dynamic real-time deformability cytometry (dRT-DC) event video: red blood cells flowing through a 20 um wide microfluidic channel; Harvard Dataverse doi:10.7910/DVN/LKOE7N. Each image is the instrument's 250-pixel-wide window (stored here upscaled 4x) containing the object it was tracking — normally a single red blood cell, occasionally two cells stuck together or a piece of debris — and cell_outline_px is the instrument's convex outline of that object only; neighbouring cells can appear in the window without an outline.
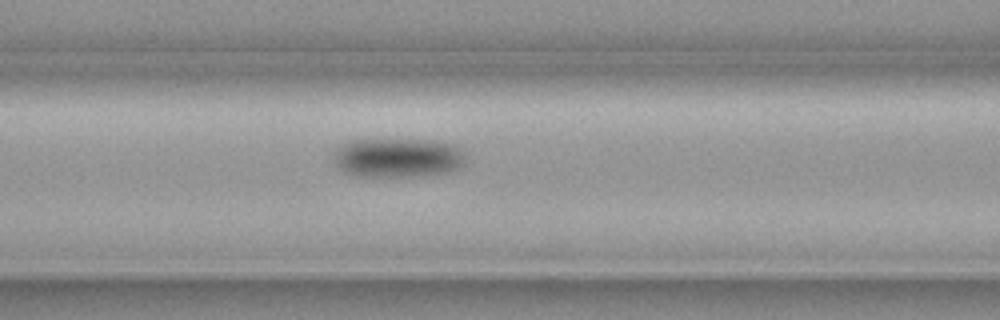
{"species": "common noctule bat (a hibernating species)", "species_latin": "Nyctalus noctula", "temperature_condition": "cold", "stored_images_in_passage": 8, "camera_frame_rate_fps": 3000, "um_per_image_px": 0.085, "animal": {"sex": "female", "body_mass_g": 19.3, "forearm_length_mm": 54.1}, "frame": {"image": 1, "passage_image": 8, "time_ms": 2.333, "image_size_px": [1000, 320], "cell_outline_px": [[464, 160], [452, 172], [416, 176], [356, 176], [344, 172], [336, 164], [332, 156], [332, 152], [340, 144], [352, 140], [432, 140], [452, 144], [460, 148], [464, 156]], "centroid_in_image_um": [33.75, 13.4], "position_along_channel_um": 132.8, "area_um2": 30.23}}